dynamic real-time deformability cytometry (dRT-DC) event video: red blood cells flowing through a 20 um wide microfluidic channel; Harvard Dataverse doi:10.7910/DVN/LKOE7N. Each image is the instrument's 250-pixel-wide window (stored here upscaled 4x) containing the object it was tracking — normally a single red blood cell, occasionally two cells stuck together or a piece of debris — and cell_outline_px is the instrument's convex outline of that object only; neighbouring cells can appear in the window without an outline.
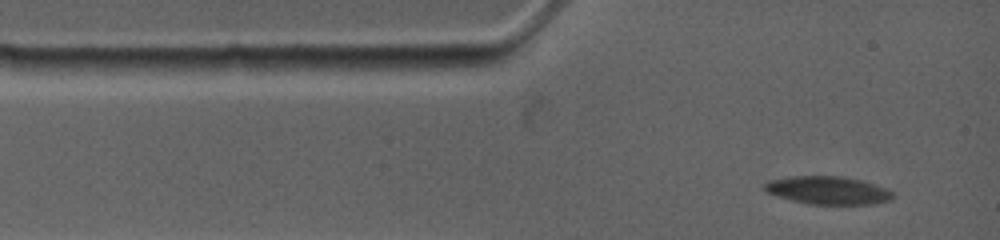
{"species": "common noctule bat (a hibernating species)", "species_latin": "Nyctalus noctula", "temperature_condition": "warm", "stored_images_in_passage": 12, "camera_frame_rate_fps": 4500, "um_per_image_px": 0.085, "animal": {"sex": "female", "body_mass_g": 19.0, "forearm_length_mm": 53.3}, "frame": {"image": 1, "passage_image": 1, "time_ms": 0.0, "image_size_px": [1000, 240], "cell_outline_px": [[892, 196], [888, 200], [872, 204], [812, 204], [792, 200], [768, 192], [764, 188], [764, 184], [768, 180], [788, 176], [844, 176], [860, 180], [884, 188], [892, 192]], "centroid_in_image_um": [70.33, 16.16], "position_along_channel_um": 14.7, "area_um2": 20.52}}
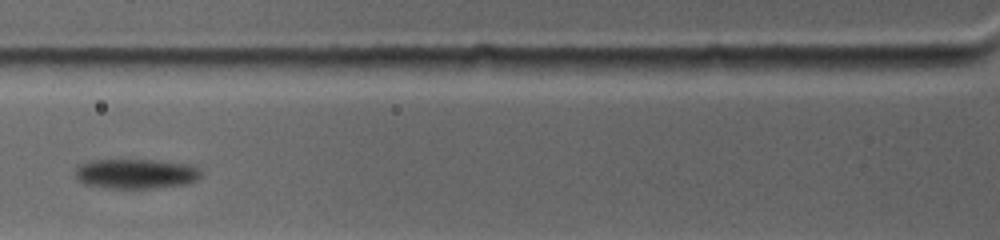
{"frame": {"image": 2, "passage_image": 6, "time_ms": 3.556, "image_size_px": [1000, 240], "cell_outline_px": [[200, 176], [196, 180], [188, 184], [156, 188], [108, 188], [84, 184], [76, 180], [76, 168], [80, 164], [92, 160], [152, 160], [192, 164], [200, 168]], "centroid_in_image_um": [11.57, 14.77], "position_along_channel_um": 114.2, "area_um2": 22.02}}
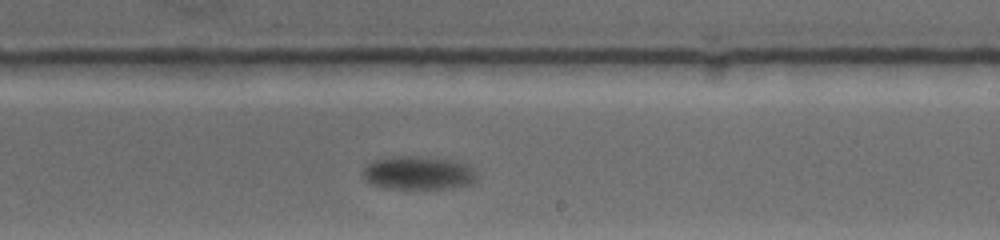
{"frame": {"image": 3, "passage_image": 12, "time_ms": 7.556, "image_size_px": [1000, 240], "cell_outline_px": [[476, 180], [468, 184], [452, 188], [384, 188], [372, 184], [364, 180], [364, 168], [372, 160], [392, 156], [420, 156], [452, 160], [464, 164], [472, 168], [476, 172]], "centroid_in_image_um": [35.52, 14.69], "position_along_channel_um": 253.5, "area_um2": 22.08}}